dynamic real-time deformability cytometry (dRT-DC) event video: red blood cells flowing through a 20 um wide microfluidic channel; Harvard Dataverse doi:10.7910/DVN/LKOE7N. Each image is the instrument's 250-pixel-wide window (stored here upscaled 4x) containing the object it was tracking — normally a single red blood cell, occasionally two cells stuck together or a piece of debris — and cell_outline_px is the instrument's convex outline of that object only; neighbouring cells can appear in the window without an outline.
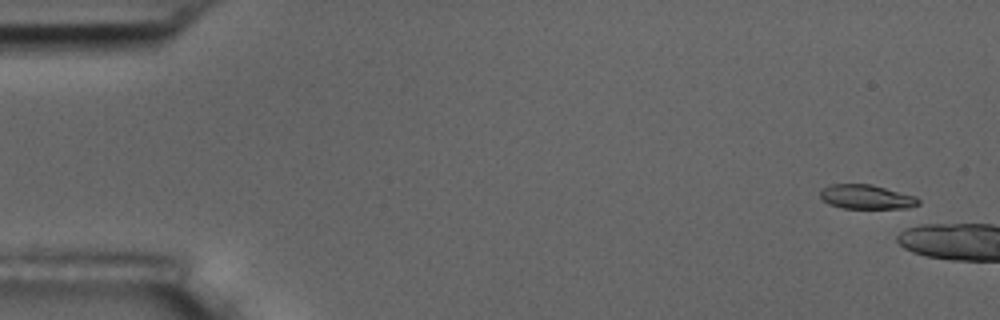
{"species": "common noctule bat (a hibernating species)", "species_latin": "Nyctalus noctula", "temperature_condition": "room temperature", "stored_images_in_passage": 3, "camera_frame_rate_fps": 3000, "um_per_image_px": 0.085, "animal": {"sex": "male", "body_mass_g": 17.5, "forearm_length_mm": 52.3}, "frame": {"image": 1, "passage_image": 1, "time_ms": 0.0, "image_size_px": [1000, 320], "cell_outline_px": [[920, 204], [908, 208], [844, 208], [828, 204], [820, 196], [820, 188], [828, 184], [872, 184], [916, 196], [920, 200]], "centroid_in_image_um": [73.64, 16.72], "position_along_channel_um": 11.4, "area_um2": 14.05}}